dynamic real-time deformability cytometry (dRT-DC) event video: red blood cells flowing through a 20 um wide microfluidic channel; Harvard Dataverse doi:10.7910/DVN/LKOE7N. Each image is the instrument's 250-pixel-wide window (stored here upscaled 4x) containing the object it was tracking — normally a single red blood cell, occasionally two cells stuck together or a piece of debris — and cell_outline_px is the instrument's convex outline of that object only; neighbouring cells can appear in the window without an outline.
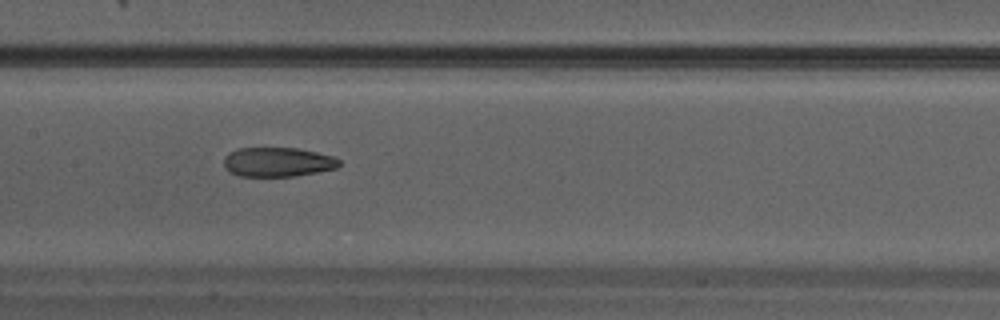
{"species": "Egyptian fruit bat (a non-hibernating species)", "species_latin": "Rousettus aegyptiacus", "temperature_condition": "warm", "stored_images_in_passage": 21, "camera_frame_rate_fps": 3000, "um_per_image_px": 0.085, "animal": {"sex": "male"}, "frame": {"image": 1, "passage_image": 7, "time_ms": 2.0, "image_size_px": [1000, 320], "cell_outline_px": [[340, 164], [336, 168], [316, 172], [292, 176], [240, 176], [232, 172], [224, 164], [224, 156], [236, 148], [296, 148], [316, 152], [332, 156], [340, 160]], "centroid_in_image_um": [23.6, 13.76], "position_along_channel_um": 183.8, "area_um2": 19.48}}